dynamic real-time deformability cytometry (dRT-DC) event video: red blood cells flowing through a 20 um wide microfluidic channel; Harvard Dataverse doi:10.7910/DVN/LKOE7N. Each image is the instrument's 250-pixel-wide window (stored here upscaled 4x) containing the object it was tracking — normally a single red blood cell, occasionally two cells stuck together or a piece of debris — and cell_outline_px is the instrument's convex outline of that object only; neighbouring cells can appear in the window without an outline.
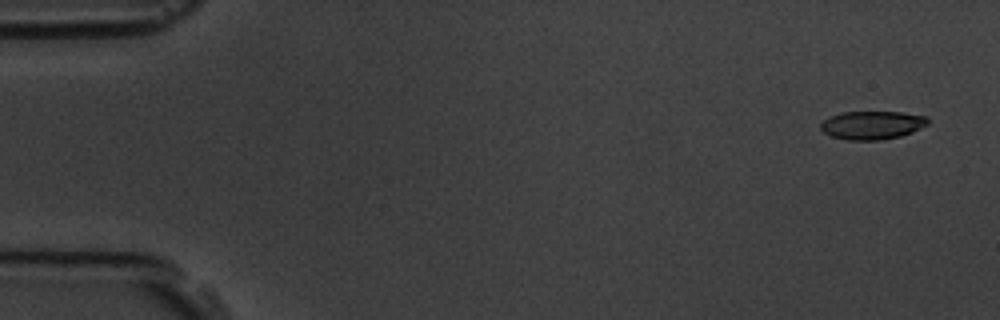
{"species": "common noctule bat (a hibernating species)", "species_latin": "Nyctalus noctula", "temperature_condition": "room temperature", "stored_images_in_passage": 6, "camera_frame_rate_fps": 3000, "um_per_image_px": 0.085, "animal": {"sex": "male", "body_mass_g": 19.5, "forearm_length_mm": 54.6}, "frame": {"image": 1, "passage_image": 1, "time_ms": 0.0, "image_size_px": [1000, 320], "cell_outline_px": [[928, 124], [912, 132], [900, 136], [880, 140], [848, 140], [832, 136], [824, 132], [820, 128], [820, 124], [828, 116], [840, 112], [900, 112], [928, 116]], "centroid_in_image_um": [74.12, 10.63], "position_along_channel_um": 10.9, "area_um2": 17.74}}
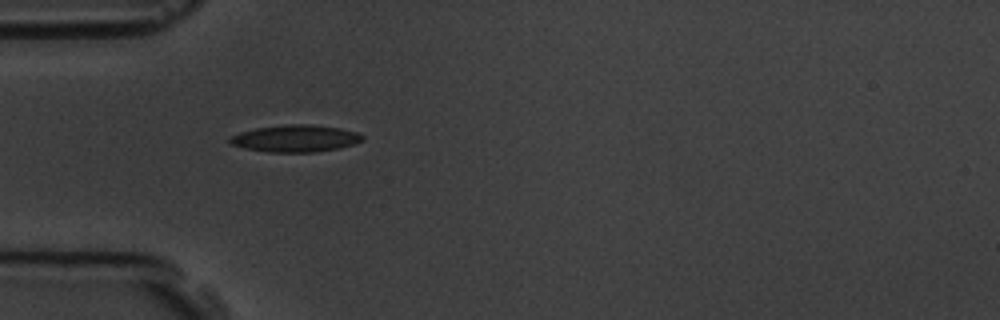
{"frame": {"image": 2, "passage_image": 5, "time_ms": 4.667, "image_size_px": [1000, 320], "cell_outline_px": [[364, 140], [340, 148], [316, 152], [268, 152], [244, 148], [232, 144], [228, 140], [228, 136], [240, 132], [256, 128], [288, 124], [312, 124], [340, 128], [356, 132], [364, 136]], "centroid_in_image_um": [25.1, 11.76], "position_along_channel_um": 59.9, "area_um2": 20.92}}
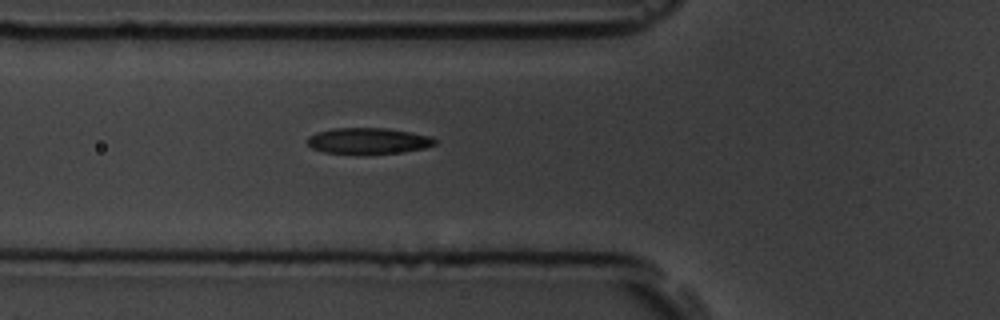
{"frame": {"image": 3, "passage_image": 6, "time_ms": 5.667, "image_size_px": [1000, 320], "cell_outline_px": [[436, 144], [424, 148], [404, 152], [324, 152], [312, 148], [308, 144], [308, 136], [316, 132], [332, 128], [384, 128], [412, 132], [432, 136], [436, 140]], "centroid_in_image_um": [31.33, 11.94], "position_along_channel_um": 94.5, "area_um2": 18.9}}